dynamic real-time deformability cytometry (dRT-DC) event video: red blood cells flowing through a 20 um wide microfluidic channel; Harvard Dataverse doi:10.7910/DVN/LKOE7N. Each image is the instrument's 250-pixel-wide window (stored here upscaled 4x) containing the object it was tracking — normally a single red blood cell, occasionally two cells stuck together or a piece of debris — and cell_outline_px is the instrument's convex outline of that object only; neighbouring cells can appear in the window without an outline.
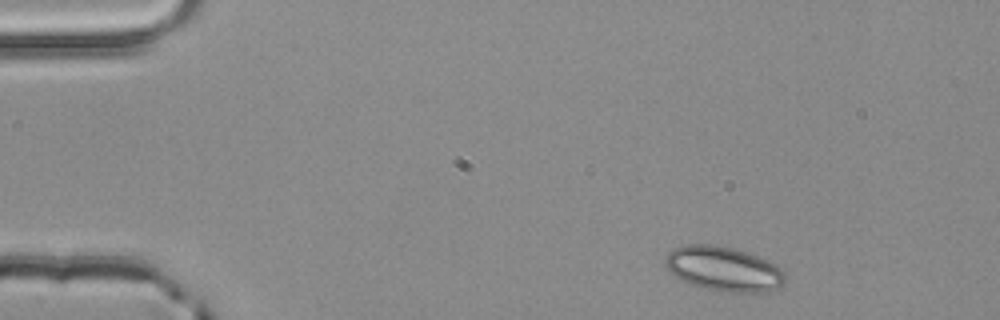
{"species": "common noctule bat (a hibernating species)", "species_latin": "Nyctalus noctula", "temperature_condition": "room temperature", "stored_images_in_passage": 3, "camera_frame_rate_fps": 3000, "um_per_image_px": 0.085, "animal": {"sex": "male", "body_mass_g": 20.4}, "frame": {"image": 1, "passage_image": 1, "time_ms": 0.0, "image_size_px": [1000, 320], "cell_outline_px": [[784, 284], [776, 288], [764, 292], [720, 292], [688, 284], [668, 272], [664, 264], [664, 260], [668, 252], [672, 248], [684, 244], [712, 244], [736, 248], [748, 252], [768, 260], [776, 264], [784, 272]], "centroid_in_image_um": [61.46, 22.84], "position_along_channel_um": 23.5, "area_um2": 31.73}}